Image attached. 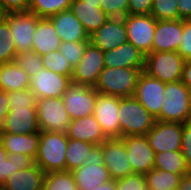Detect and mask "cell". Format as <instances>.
Instances as JSON below:
<instances>
[{
  "label": "cell",
  "mask_w": 191,
  "mask_h": 190,
  "mask_svg": "<svg viewBox=\"0 0 191 190\" xmlns=\"http://www.w3.org/2000/svg\"><path fill=\"white\" fill-rule=\"evenodd\" d=\"M36 101V96L29 89L8 92L9 112L0 126V132L10 134L40 132Z\"/></svg>",
  "instance_id": "cell-1"
},
{
  "label": "cell",
  "mask_w": 191,
  "mask_h": 190,
  "mask_svg": "<svg viewBox=\"0 0 191 190\" xmlns=\"http://www.w3.org/2000/svg\"><path fill=\"white\" fill-rule=\"evenodd\" d=\"M143 70L144 68L105 67L94 88L104 95L120 98L134 96L138 77Z\"/></svg>",
  "instance_id": "cell-2"
},
{
  "label": "cell",
  "mask_w": 191,
  "mask_h": 190,
  "mask_svg": "<svg viewBox=\"0 0 191 190\" xmlns=\"http://www.w3.org/2000/svg\"><path fill=\"white\" fill-rule=\"evenodd\" d=\"M118 119L120 138L128 135H146L155 118L134 97H119Z\"/></svg>",
  "instance_id": "cell-3"
},
{
  "label": "cell",
  "mask_w": 191,
  "mask_h": 190,
  "mask_svg": "<svg viewBox=\"0 0 191 190\" xmlns=\"http://www.w3.org/2000/svg\"><path fill=\"white\" fill-rule=\"evenodd\" d=\"M66 133L40 131L38 153L35 164L45 173L65 171V155L68 146Z\"/></svg>",
  "instance_id": "cell-4"
},
{
  "label": "cell",
  "mask_w": 191,
  "mask_h": 190,
  "mask_svg": "<svg viewBox=\"0 0 191 190\" xmlns=\"http://www.w3.org/2000/svg\"><path fill=\"white\" fill-rule=\"evenodd\" d=\"M155 120L180 123L191 120V91L182 81L166 83L160 115Z\"/></svg>",
  "instance_id": "cell-5"
},
{
  "label": "cell",
  "mask_w": 191,
  "mask_h": 190,
  "mask_svg": "<svg viewBox=\"0 0 191 190\" xmlns=\"http://www.w3.org/2000/svg\"><path fill=\"white\" fill-rule=\"evenodd\" d=\"M185 59L176 51L150 52L145 55L144 72L166 83L182 79Z\"/></svg>",
  "instance_id": "cell-6"
},
{
  "label": "cell",
  "mask_w": 191,
  "mask_h": 190,
  "mask_svg": "<svg viewBox=\"0 0 191 190\" xmlns=\"http://www.w3.org/2000/svg\"><path fill=\"white\" fill-rule=\"evenodd\" d=\"M78 190L100 186L111 179L104 165L101 145H94L88 152L84 165L71 171Z\"/></svg>",
  "instance_id": "cell-7"
},
{
  "label": "cell",
  "mask_w": 191,
  "mask_h": 190,
  "mask_svg": "<svg viewBox=\"0 0 191 190\" xmlns=\"http://www.w3.org/2000/svg\"><path fill=\"white\" fill-rule=\"evenodd\" d=\"M37 121L40 131L66 133L71 119L60 98H39L36 101Z\"/></svg>",
  "instance_id": "cell-8"
},
{
  "label": "cell",
  "mask_w": 191,
  "mask_h": 190,
  "mask_svg": "<svg viewBox=\"0 0 191 190\" xmlns=\"http://www.w3.org/2000/svg\"><path fill=\"white\" fill-rule=\"evenodd\" d=\"M98 92L94 87L71 83L62 95L63 104L71 120L93 115Z\"/></svg>",
  "instance_id": "cell-9"
},
{
  "label": "cell",
  "mask_w": 191,
  "mask_h": 190,
  "mask_svg": "<svg viewBox=\"0 0 191 190\" xmlns=\"http://www.w3.org/2000/svg\"><path fill=\"white\" fill-rule=\"evenodd\" d=\"M5 19L15 42L17 54L32 50L39 17L29 11H24L6 13Z\"/></svg>",
  "instance_id": "cell-10"
},
{
  "label": "cell",
  "mask_w": 191,
  "mask_h": 190,
  "mask_svg": "<svg viewBox=\"0 0 191 190\" xmlns=\"http://www.w3.org/2000/svg\"><path fill=\"white\" fill-rule=\"evenodd\" d=\"M183 123L155 121L146 137L155 153L181 150Z\"/></svg>",
  "instance_id": "cell-11"
},
{
  "label": "cell",
  "mask_w": 191,
  "mask_h": 190,
  "mask_svg": "<svg viewBox=\"0 0 191 190\" xmlns=\"http://www.w3.org/2000/svg\"><path fill=\"white\" fill-rule=\"evenodd\" d=\"M103 57L104 52L88 42L82 59L73 68L71 82L94 87L105 68Z\"/></svg>",
  "instance_id": "cell-12"
},
{
  "label": "cell",
  "mask_w": 191,
  "mask_h": 190,
  "mask_svg": "<svg viewBox=\"0 0 191 190\" xmlns=\"http://www.w3.org/2000/svg\"><path fill=\"white\" fill-rule=\"evenodd\" d=\"M128 42L132 43L145 55L151 52L153 36L156 28V19L150 15L124 16Z\"/></svg>",
  "instance_id": "cell-13"
},
{
  "label": "cell",
  "mask_w": 191,
  "mask_h": 190,
  "mask_svg": "<svg viewBox=\"0 0 191 190\" xmlns=\"http://www.w3.org/2000/svg\"><path fill=\"white\" fill-rule=\"evenodd\" d=\"M120 139L126 147L133 173L146 175L154 168L155 152L146 135H128Z\"/></svg>",
  "instance_id": "cell-14"
},
{
  "label": "cell",
  "mask_w": 191,
  "mask_h": 190,
  "mask_svg": "<svg viewBox=\"0 0 191 190\" xmlns=\"http://www.w3.org/2000/svg\"><path fill=\"white\" fill-rule=\"evenodd\" d=\"M165 86L166 84L164 82L151 77L144 71L138 77L134 97L155 119L160 115Z\"/></svg>",
  "instance_id": "cell-15"
},
{
  "label": "cell",
  "mask_w": 191,
  "mask_h": 190,
  "mask_svg": "<svg viewBox=\"0 0 191 190\" xmlns=\"http://www.w3.org/2000/svg\"><path fill=\"white\" fill-rule=\"evenodd\" d=\"M71 83L68 76L44 68L30 77L29 90L37 99L60 98Z\"/></svg>",
  "instance_id": "cell-16"
},
{
  "label": "cell",
  "mask_w": 191,
  "mask_h": 190,
  "mask_svg": "<svg viewBox=\"0 0 191 190\" xmlns=\"http://www.w3.org/2000/svg\"><path fill=\"white\" fill-rule=\"evenodd\" d=\"M104 165L113 180L133 174L126 147L120 138L107 139L101 144Z\"/></svg>",
  "instance_id": "cell-17"
},
{
  "label": "cell",
  "mask_w": 191,
  "mask_h": 190,
  "mask_svg": "<svg viewBox=\"0 0 191 190\" xmlns=\"http://www.w3.org/2000/svg\"><path fill=\"white\" fill-rule=\"evenodd\" d=\"M89 42L103 52L128 42L124 18L109 17L99 29L89 34Z\"/></svg>",
  "instance_id": "cell-18"
},
{
  "label": "cell",
  "mask_w": 191,
  "mask_h": 190,
  "mask_svg": "<svg viewBox=\"0 0 191 190\" xmlns=\"http://www.w3.org/2000/svg\"><path fill=\"white\" fill-rule=\"evenodd\" d=\"M119 97L98 93L93 116L108 139L120 138Z\"/></svg>",
  "instance_id": "cell-19"
},
{
  "label": "cell",
  "mask_w": 191,
  "mask_h": 190,
  "mask_svg": "<svg viewBox=\"0 0 191 190\" xmlns=\"http://www.w3.org/2000/svg\"><path fill=\"white\" fill-rule=\"evenodd\" d=\"M182 33L183 20H156L151 52H177Z\"/></svg>",
  "instance_id": "cell-20"
},
{
  "label": "cell",
  "mask_w": 191,
  "mask_h": 190,
  "mask_svg": "<svg viewBox=\"0 0 191 190\" xmlns=\"http://www.w3.org/2000/svg\"><path fill=\"white\" fill-rule=\"evenodd\" d=\"M104 66L108 68H144L145 54L132 43L126 42L104 52Z\"/></svg>",
  "instance_id": "cell-21"
},
{
  "label": "cell",
  "mask_w": 191,
  "mask_h": 190,
  "mask_svg": "<svg viewBox=\"0 0 191 190\" xmlns=\"http://www.w3.org/2000/svg\"><path fill=\"white\" fill-rule=\"evenodd\" d=\"M49 19L62 42H89V34L70 9L50 16Z\"/></svg>",
  "instance_id": "cell-22"
},
{
  "label": "cell",
  "mask_w": 191,
  "mask_h": 190,
  "mask_svg": "<svg viewBox=\"0 0 191 190\" xmlns=\"http://www.w3.org/2000/svg\"><path fill=\"white\" fill-rule=\"evenodd\" d=\"M66 134L69 139L80 140L93 145H101L108 139L93 115L71 120Z\"/></svg>",
  "instance_id": "cell-23"
},
{
  "label": "cell",
  "mask_w": 191,
  "mask_h": 190,
  "mask_svg": "<svg viewBox=\"0 0 191 190\" xmlns=\"http://www.w3.org/2000/svg\"><path fill=\"white\" fill-rule=\"evenodd\" d=\"M40 132L29 134H10L0 132V143L7 154L21 153L35 160L38 153Z\"/></svg>",
  "instance_id": "cell-24"
},
{
  "label": "cell",
  "mask_w": 191,
  "mask_h": 190,
  "mask_svg": "<svg viewBox=\"0 0 191 190\" xmlns=\"http://www.w3.org/2000/svg\"><path fill=\"white\" fill-rule=\"evenodd\" d=\"M70 10L88 34L99 29L109 19V16L100 8V4L72 0Z\"/></svg>",
  "instance_id": "cell-25"
},
{
  "label": "cell",
  "mask_w": 191,
  "mask_h": 190,
  "mask_svg": "<svg viewBox=\"0 0 191 190\" xmlns=\"http://www.w3.org/2000/svg\"><path fill=\"white\" fill-rule=\"evenodd\" d=\"M32 50L40 56L59 50L61 39L49 18H39L33 37Z\"/></svg>",
  "instance_id": "cell-26"
},
{
  "label": "cell",
  "mask_w": 191,
  "mask_h": 190,
  "mask_svg": "<svg viewBox=\"0 0 191 190\" xmlns=\"http://www.w3.org/2000/svg\"><path fill=\"white\" fill-rule=\"evenodd\" d=\"M45 172L36 164L15 171L2 186L6 190H42Z\"/></svg>",
  "instance_id": "cell-27"
},
{
  "label": "cell",
  "mask_w": 191,
  "mask_h": 190,
  "mask_svg": "<svg viewBox=\"0 0 191 190\" xmlns=\"http://www.w3.org/2000/svg\"><path fill=\"white\" fill-rule=\"evenodd\" d=\"M30 77L15 61L0 64V90L12 92L29 89Z\"/></svg>",
  "instance_id": "cell-28"
},
{
  "label": "cell",
  "mask_w": 191,
  "mask_h": 190,
  "mask_svg": "<svg viewBox=\"0 0 191 190\" xmlns=\"http://www.w3.org/2000/svg\"><path fill=\"white\" fill-rule=\"evenodd\" d=\"M35 164V160L25 154H7L0 143V185L11 177L15 171L29 168Z\"/></svg>",
  "instance_id": "cell-29"
},
{
  "label": "cell",
  "mask_w": 191,
  "mask_h": 190,
  "mask_svg": "<svg viewBox=\"0 0 191 190\" xmlns=\"http://www.w3.org/2000/svg\"><path fill=\"white\" fill-rule=\"evenodd\" d=\"M154 168L185 176L190 169L180 150L155 153Z\"/></svg>",
  "instance_id": "cell-30"
},
{
  "label": "cell",
  "mask_w": 191,
  "mask_h": 190,
  "mask_svg": "<svg viewBox=\"0 0 191 190\" xmlns=\"http://www.w3.org/2000/svg\"><path fill=\"white\" fill-rule=\"evenodd\" d=\"M181 174L153 168L146 175V186L150 190H178Z\"/></svg>",
  "instance_id": "cell-31"
},
{
  "label": "cell",
  "mask_w": 191,
  "mask_h": 190,
  "mask_svg": "<svg viewBox=\"0 0 191 190\" xmlns=\"http://www.w3.org/2000/svg\"><path fill=\"white\" fill-rule=\"evenodd\" d=\"M93 146L84 141L69 139L65 155V170L72 171L84 165L87 154Z\"/></svg>",
  "instance_id": "cell-32"
},
{
  "label": "cell",
  "mask_w": 191,
  "mask_h": 190,
  "mask_svg": "<svg viewBox=\"0 0 191 190\" xmlns=\"http://www.w3.org/2000/svg\"><path fill=\"white\" fill-rule=\"evenodd\" d=\"M72 0H31L29 12L39 18H49L59 12L69 10Z\"/></svg>",
  "instance_id": "cell-33"
},
{
  "label": "cell",
  "mask_w": 191,
  "mask_h": 190,
  "mask_svg": "<svg viewBox=\"0 0 191 190\" xmlns=\"http://www.w3.org/2000/svg\"><path fill=\"white\" fill-rule=\"evenodd\" d=\"M42 190H78L71 171L45 173Z\"/></svg>",
  "instance_id": "cell-34"
},
{
  "label": "cell",
  "mask_w": 191,
  "mask_h": 190,
  "mask_svg": "<svg viewBox=\"0 0 191 190\" xmlns=\"http://www.w3.org/2000/svg\"><path fill=\"white\" fill-rule=\"evenodd\" d=\"M16 56L15 42L13 41L8 22L4 18L0 22V64L13 62Z\"/></svg>",
  "instance_id": "cell-35"
},
{
  "label": "cell",
  "mask_w": 191,
  "mask_h": 190,
  "mask_svg": "<svg viewBox=\"0 0 191 190\" xmlns=\"http://www.w3.org/2000/svg\"><path fill=\"white\" fill-rule=\"evenodd\" d=\"M41 58L47 70L72 78L73 68L59 50L42 55Z\"/></svg>",
  "instance_id": "cell-36"
},
{
  "label": "cell",
  "mask_w": 191,
  "mask_h": 190,
  "mask_svg": "<svg viewBox=\"0 0 191 190\" xmlns=\"http://www.w3.org/2000/svg\"><path fill=\"white\" fill-rule=\"evenodd\" d=\"M150 15L156 20L179 19L177 0H153V7Z\"/></svg>",
  "instance_id": "cell-37"
},
{
  "label": "cell",
  "mask_w": 191,
  "mask_h": 190,
  "mask_svg": "<svg viewBox=\"0 0 191 190\" xmlns=\"http://www.w3.org/2000/svg\"><path fill=\"white\" fill-rule=\"evenodd\" d=\"M14 61L29 77L45 68L41 56L33 50L17 54Z\"/></svg>",
  "instance_id": "cell-38"
},
{
  "label": "cell",
  "mask_w": 191,
  "mask_h": 190,
  "mask_svg": "<svg viewBox=\"0 0 191 190\" xmlns=\"http://www.w3.org/2000/svg\"><path fill=\"white\" fill-rule=\"evenodd\" d=\"M88 42H61L59 51L68 60L72 68L82 59Z\"/></svg>",
  "instance_id": "cell-39"
},
{
  "label": "cell",
  "mask_w": 191,
  "mask_h": 190,
  "mask_svg": "<svg viewBox=\"0 0 191 190\" xmlns=\"http://www.w3.org/2000/svg\"><path fill=\"white\" fill-rule=\"evenodd\" d=\"M146 188V178L142 174L133 173L116 180L117 190H145Z\"/></svg>",
  "instance_id": "cell-40"
},
{
  "label": "cell",
  "mask_w": 191,
  "mask_h": 190,
  "mask_svg": "<svg viewBox=\"0 0 191 190\" xmlns=\"http://www.w3.org/2000/svg\"><path fill=\"white\" fill-rule=\"evenodd\" d=\"M100 8L109 17H124L128 15V0H100Z\"/></svg>",
  "instance_id": "cell-41"
},
{
  "label": "cell",
  "mask_w": 191,
  "mask_h": 190,
  "mask_svg": "<svg viewBox=\"0 0 191 190\" xmlns=\"http://www.w3.org/2000/svg\"><path fill=\"white\" fill-rule=\"evenodd\" d=\"M177 52L185 59H191V20H183V33Z\"/></svg>",
  "instance_id": "cell-42"
},
{
  "label": "cell",
  "mask_w": 191,
  "mask_h": 190,
  "mask_svg": "<svg viewBox=\"0 0 191 190\" xmlns=\"http://www.w3.org/2000/svg\"><path fill=\"white\" fill-rule=\"evenodd\" d=\"M185 162L191 170V120L183 123L181 150Z\"/></svg>",
  "instance_id": "cell-43"
},
{
  "label": "cell",
  "mask_w": 191,
  "mask_h": 190,
  "mask_svg": "<svg viewBox=\"0 0 191 190\" xmlns=\"http://www.w3.org/2000/svg\"><path fill=\"white\" fill-rule=\"evenodd\" d=\"M153 0H128L129 15H147L151 13Z\"/></svg>",
  "instance_id": "cell-44"
},
{
  "label": "cell",
  "mask_w": 191,
  "mask_h": 190,
  "mask_svg": "<svg viewBox=\"0 0 191 190\" xmlns=\"http://www.w3.org/2000/svg\"><path fill=\"white\" fill-rule=\"evenodd\" d=\"M31 0H0V7L5 13L24 12L29 10Z\"/></svg>",
  "instance_id": "cell-45"
},
{
  "label": "cell",
  "mask_w": 191,
  "mask_h": 190,
  "mask_svg": "<svg viewBox=\"0 0 191 190\" xmlns=\"http://www.w3.org/2000/svg\"><path fill=\"white\" fill-rule=\"evenodd\" d=\"M179 19L191 20V0H177Z\"/></svg>",
  "instance_id": "cell-46"
},
{
  "label": "cell",
  "mask_w": 191,
  "mask_h": 190,
  "mask_svg": "<svg viewBox=\"0 0 191 190\" xmlns=\"http://www.w3.org/2000/svg\"><path fill=\"white\" fill-rule=\"evenodd\" d=\"M8 92L0 90V126L9 112Z\"/></svg>",
  "instance_id": "cell-47"
},
{
  "label": "cell",
  "mask_w": 191,
  "mask_h": 190,
  "mask_svg": "<svg viewBox=\"0 0 191 190\" xmlns=\"http://www.w3.org/2000/svg\"><path fill=\"white\" fill-rule=\"evenodd\" d=\"M181 81L191 91V59L184 63Z\"/></svg>",
  "instance_id": "cell-48"
},
{
  "label": "cell",
  "mask_w": 191,
  "mask_h": 190,
  "mask_svg": "<svg viewBox=\"0 0 191 190\" xmlns=\"http://www.w3.org/2000/svg\"><path fill=\"white\" fill-rule=\"evenodd\" d=\"M178 190H191V170L189 174L181 177Z\"/></svg>",
  "instance_id": "cell-49"
},
{
  "label": "cell",
  "mask_w": 191,
  "mask_h": 190,
  "mask_svg": "<svg viewBox=\"0 0 191 190\" xmlns=\"http://www.w3.org/2000/svg\"><path fill=\"white\" fill-rule=\"evenodd\" d=\"M88 190H117L116 189V180H110L104 184H101L100 186L95 187H89Z\"/></svg>",
  "instance_id": "cell-50"
},
{
  "label": "cell",
  "mask_w": 191,
  "mask_h": 190,
  "mask_svg": "<svg viewBox=\"0 0 191 190\" xmlns=\"http://www.w3.org/2000/svg\"><path fill=\"white\" fill-rule=\"evenodd\" d=\"M81 1L90 3V4H100V0H81Z\"/></svg>",
  "instance_id": "cell-51"
},
{
  "label": "cell",
  "mask_w": 191,
  "mask_h": 190,
  "mask_svg": "<svg viewBox=\"0 0 191 190\" xmlns=\"http://www.w3.org/2000/svg\"><path fill=\"white\" fill-rule=\"evenodd\" d=\"M5 12H4V10L0 7V22L2 21V20H4V18H5Z\"/></svg>",
  "instance_id": "cell-52"
},
{
  "label": "cell",
  "mask_w": 191,
  "mask_h": 190,
  "mask_svg": "<svg viewBox=\"0 0 191 190\" xmlns=\"http://www.w3.org/2000/svg\"><path fill=\"white\" fill-rule=\"evenodd\" d=\"M0 190H6L2 185H0Z\"/></svg>",
  "instance_id": "cell-53"
}]
</instances>
